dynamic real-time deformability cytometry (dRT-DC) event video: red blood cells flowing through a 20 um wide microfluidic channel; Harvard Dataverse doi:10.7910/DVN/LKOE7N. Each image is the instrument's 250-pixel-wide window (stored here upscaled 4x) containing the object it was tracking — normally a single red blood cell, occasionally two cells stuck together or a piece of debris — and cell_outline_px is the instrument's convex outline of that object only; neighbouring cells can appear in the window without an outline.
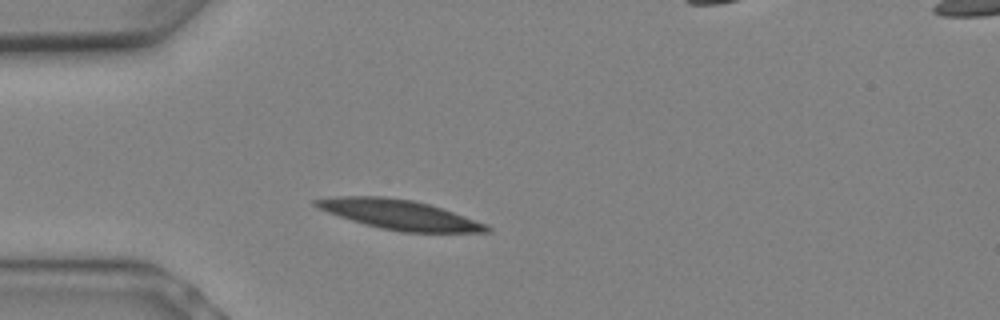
{"species": "Egyptian fruit bat (a non-hibernating species)", "species_latin": "Rousettus aegyptiacus", "temperature_condition": "warm", "stored_images_in_passage": 3, "camera_frame_rate_fps": 3000, "um_per_image_px": 0.085, "animal": {"sex": "female"}, "frame": {"image": 1, "passage_image": 1, "time_ms": 0.0, "image_size_px": [1000, 320], "cell_outline_px": [[492, 232], [400, 232], [380, 228], [364, 224], [328, 212], [312, 204], [312, 200], [336, 196], [380, 196], [412, 200], [428, 204], [488, 224], [492, 228]], "centroid_in_image_um": [33.96, 18.25], "position_along_channel_um": 51.0, "area_um2": 29.25}}
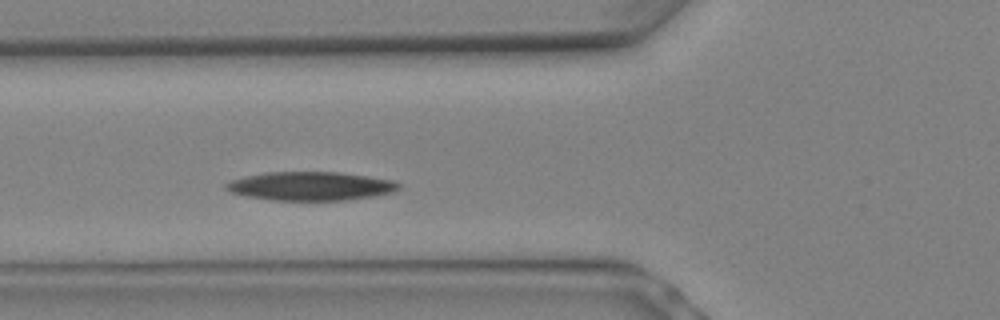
{"frame": {"image": 2, "passage_image": 3, "time_ms": 0.667, "image_size_px": [1000, 320], "cell_outline_px": [[400, 188], [392, 192], [372, 196], [344, 200], [272, 200], [248, 196], [232, 192], [224, 188], [224, 184], [232, 180], [244, 176], [264, 172], [340, 172], [368, 176], [392, 180], [400, 184]], "centroid_in_image_um": [26.38, 15.81], "position_along_channel_um": 99.4, "area_um2": 28.73}}